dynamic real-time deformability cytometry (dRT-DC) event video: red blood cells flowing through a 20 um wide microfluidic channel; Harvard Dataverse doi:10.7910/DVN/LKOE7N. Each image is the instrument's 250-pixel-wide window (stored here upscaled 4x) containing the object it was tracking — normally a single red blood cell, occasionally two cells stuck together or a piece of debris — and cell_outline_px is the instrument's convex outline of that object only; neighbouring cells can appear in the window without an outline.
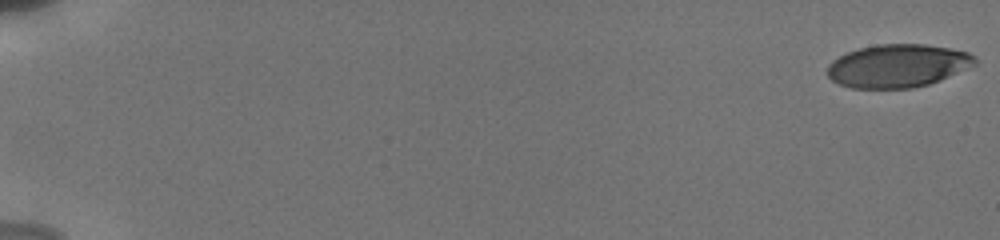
{"species": "human", "species_latin": "Homo sapiens", "temperature_condition": "cold", "stored_images_in_passage": 22, "camera_frame_rate_fps": 3000, "um_per_image_px": 0.085, "donor": {"sex": "male"}, "frame": {"image": 1, "passage_image": 1, "time_ms": 0.0, "image_size_px": [1000, 240], "cell_outline_px": [[976, 64], [940, 80], [928, 84], [912, 88], [852, 88], [840, 84], [832, 80], [828, 76], [828, 64], [832, 60], [848, 52], [860, 48], [876, 44], [924, 44], [948, 48], [968, 52], [976, 56]], "centroid_in_image_um": [76.31, 5.59], "position_along_channel_um": 8.7, "area_um2": 36.88}}
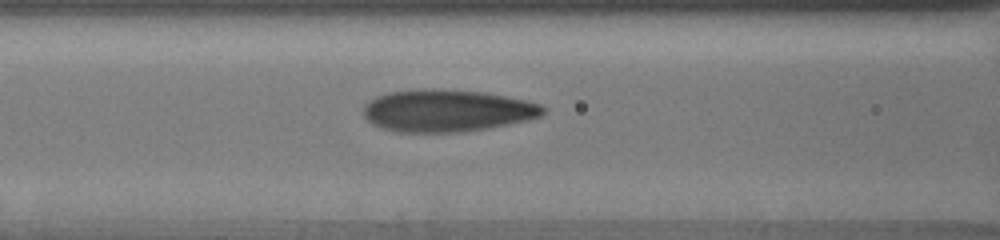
{"frame": {"image": 2, "passage_image": 19, "time_ms": 8.333, "image_size_px": [1000, 240], "cell_outline_px": [[548, 108], [540, 116], [508, 124], [488, 128], [464, 132], [396, 132], [372, 124], [364, 116], [364, 104], [376, 96], [388, 92], [424, 88], [440, 88], [484, 92], [524, 100], [540, 104]], "centroid_in_image_um": [37.97, 9.39], "position_along_channel_um": 128.6, "area_um2": 44.27}}
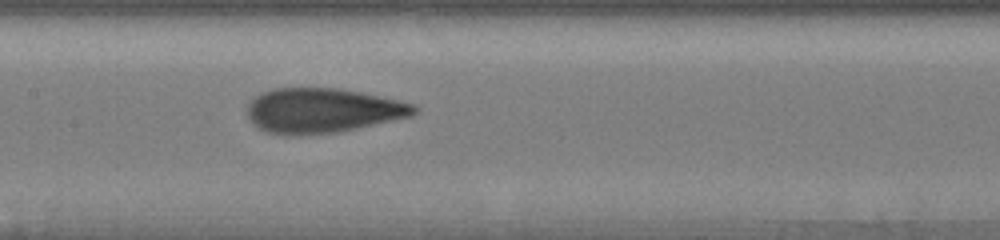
{"frame": {"image": 3, "passage_image": 22, "time_ms": 9.667, "image_size_px": [1000, 240], "cell_outline_px": [[420, 108], [412, 116], [356, 128], [336, 132], [292, 136], [284, 136], [268, 132], [252, 124], [248, 116], [248, 104], [260, 92], [272, 88], [336, 88], [360, 92], [400, 100], [416, 104]], "centroid_in_image_um": [27.41, 9.39], "position_along_channel_um": 180.0, "area_um2": 43.64}}